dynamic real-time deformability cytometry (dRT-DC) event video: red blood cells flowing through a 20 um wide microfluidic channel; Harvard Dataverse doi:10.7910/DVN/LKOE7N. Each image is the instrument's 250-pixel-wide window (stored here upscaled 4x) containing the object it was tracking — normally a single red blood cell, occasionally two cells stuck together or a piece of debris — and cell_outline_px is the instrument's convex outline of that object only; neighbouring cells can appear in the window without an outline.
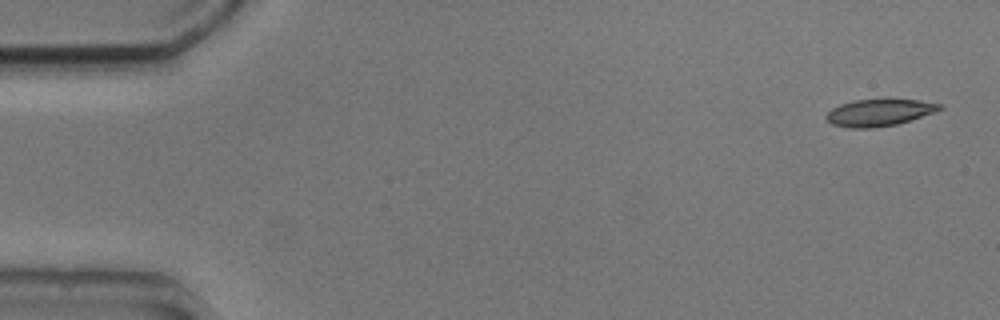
{"species": "common noctule bat (a hibernating species)", "species_latin": "Nyctalus noctula", "temperature_condition": "cold", "stored_images_in_passage": 8, "camera_frame_rate_fps": 3000, "um_per_image_px": 0.085, "animal": {"sex": "male", "body_mass_g": 20.5, "forearm_length_mm": 52.5}, "frame": {"image": 1, "passage_image": 1, "time_ms": 0.0, "image_size_px": [1000, 320], "cell_outline_px": [[944, 108], [936, 112], [896, 124], [872, 128], [848, 128], [832, 124], [824, 116], [832, 108], [840, 104], [856, 100], [888, 96], [920, 100], [944, 104]], "centroid_in_image_um": [74.79, 9.51], "position_along_channel_um": 10.2, "area_um2": 18.61}}
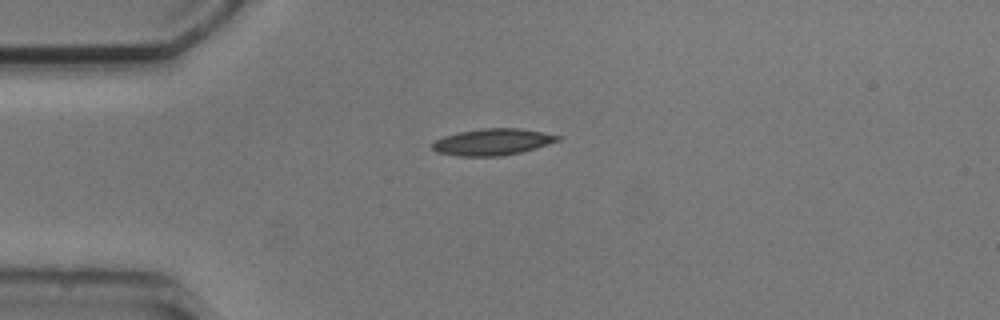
{"frame": {"image": 2, "passage_image": 4, "time_ms": 3.667, "image_size_px": [1000, 320], "cell_outline_px": [[560, 140], [536, 148], [520, 152], [500, 156], [456, 156], [436, 152], [432, 148], [432, 144], [436, 140], [444, 136], [460, 132], [484, 128], [520, 128], [560, 136]], "centroid_in_image_um": [41.84, 12.07], "position_along_channel_um": 43.2, "area_um2": 19.19}}
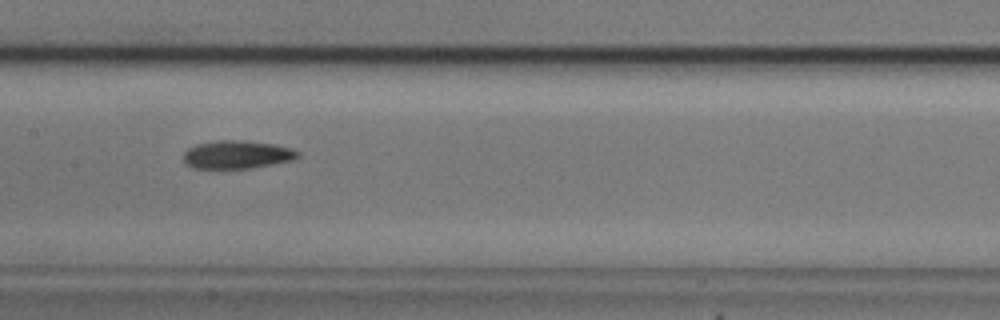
{"frame": {"image": 3, "passage_image": 8, "time_ms": 8.0, "image_size_px": [1000, 320], "cell_outline_px": [[300, 156], [292, 160], [248, 168], [192, 168], [184, 160], [184, 152], [188, 148], [196, 144], [220, 140], [244, 140], [272, 144], [292, 148], [300, 152]], "centroid_in_image_um": [20.15, 13.13], "position_along_channel_um": 187.3, "area_um2": 18.55}}